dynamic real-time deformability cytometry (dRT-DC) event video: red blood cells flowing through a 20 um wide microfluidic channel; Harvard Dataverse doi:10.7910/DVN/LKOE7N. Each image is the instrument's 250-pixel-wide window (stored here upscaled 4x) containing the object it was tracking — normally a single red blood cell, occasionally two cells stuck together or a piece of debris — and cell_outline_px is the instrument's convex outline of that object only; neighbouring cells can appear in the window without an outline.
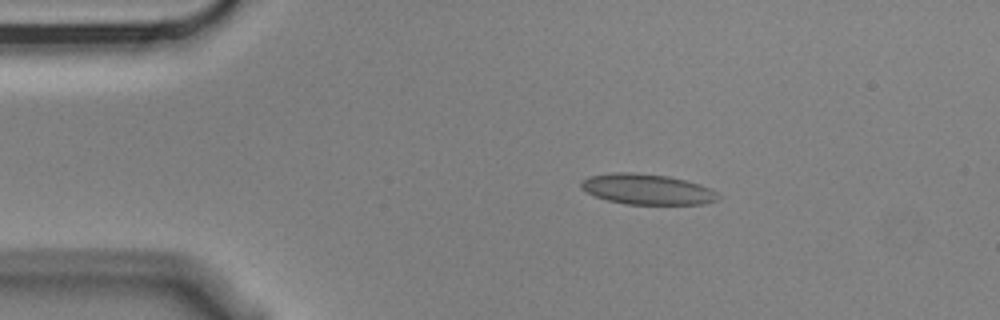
{"species": "Egyptian fruit bat (a non-hibernating species)", "species_latin": "Rousettus aegyptiacus", "temperature_condition": "cold", "stored_images_in_passage": 8, "camera_frame_rate_fps": 3000, "um_per_image_px": 0.085, "animal": {"sex": "male"}, "frame": {"image": 1, "passage_image": 2, "time_ms": 0.333, "image_size_px": [1000, 320], "cell_outline_px": [[720, 196], [716, 200], [704, 204], [624, 204], [608, 200], [596, 196], [580, 188], [580, 180], [588, 176], [612, 172], [632, 172], [668, 176], [700, 184], [712, 188]], "centroid_in_image_um": [54.99, 16.08], "position_along_channel_um": 30.0, "area_um2": 24.45}}
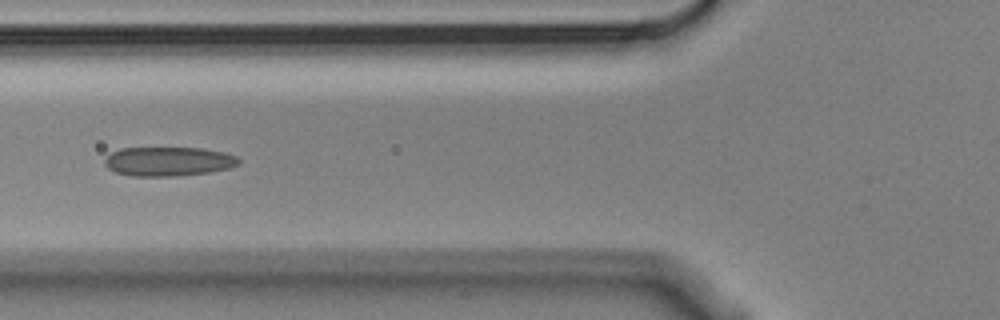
{"frame": {"image": 2, "passage_image": 5, "time_ms": 1.333, "image_size_px": [1000, 320], "cell_outline_px": [[240, 164], [228, 168], [208, 172], [176, 176], [132, 176], [116, 172], [108, 168], [104, 164], [104, 160], [112, 152], [120, 148], [200, 148], [224, 152], [236, 156], [240, 160]], "centroid_in_image_um": [14.31, 13.72], "position_along_channel_um": 111.5, "area_um2": 22.72}}
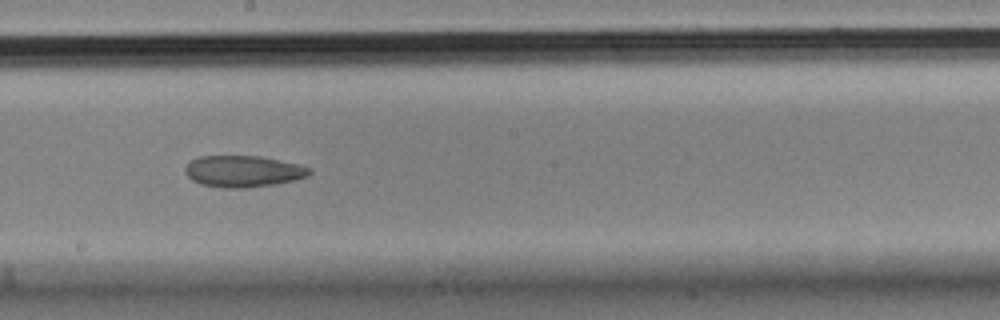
{"frame": {"image": 3, "passage_image": 8, "time_ms": 2.333, "image_size_px": [1000, 320], "cell_outline_px": [[312, 172], [308, 176], [296, 180], [276, 184], [244, 188], [220, 188], [200, 184], [192, 180], [184, 172], [184, 168], [192, 160], [200, 156], [260, 156], [296, 164], [312, 168]], "centroid_in_image_um": [20.67, 14.57], "position_along_channel_um": 227.5, "area_um2": 22.89}}